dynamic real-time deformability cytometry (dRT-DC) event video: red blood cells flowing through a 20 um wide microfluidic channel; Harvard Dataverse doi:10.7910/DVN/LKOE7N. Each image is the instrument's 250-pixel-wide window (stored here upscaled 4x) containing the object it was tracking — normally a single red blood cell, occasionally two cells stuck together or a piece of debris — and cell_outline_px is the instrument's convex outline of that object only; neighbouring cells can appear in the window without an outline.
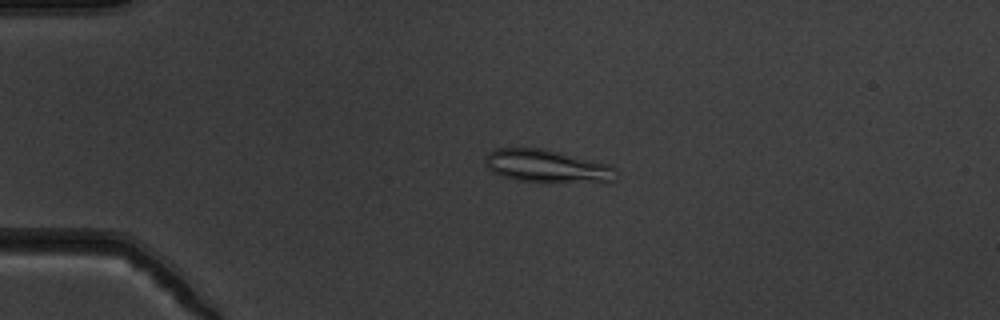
{"species": "common noctule bat (a hibernating species)", "species_latin": "Nyctalus noctula", "temperature_condition": "warm", "stored_images_in_passage": 48, "camera_frame_rate_fps": 3000, "um_per_image_px": 0.085, "animal": {"sex": "male", "body_mass_g": 19.5, "forearm_length_mm": 54.6}, "frame": {"image": 1, "passage_image": 8, "time_ms": 2.333, "image_size_px": [1000, 320], "cell_outline_px": [[616, 180], [516, 180], [500, 176], [492, 172], [484, 164], [484, 156], [488, 152], [496, 148], [544, 148], [612, 164], [616, 168]], "centroid_in_image_um": [46.41, 14.06], "position_along_channel_um": 38.6, "area_um2": 24.51}}
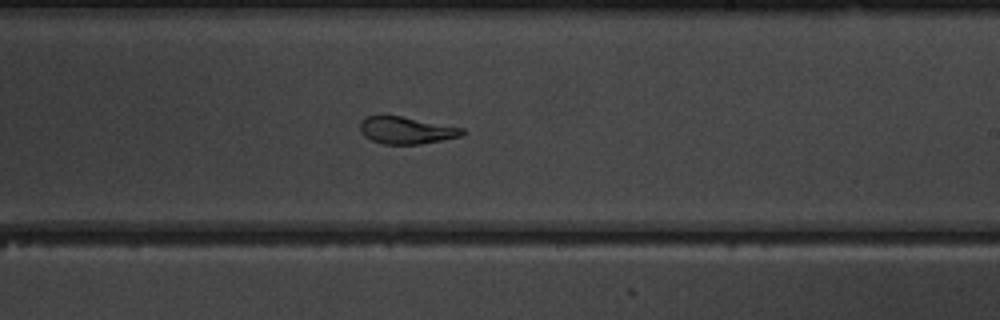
{"frame": {"image": 2, "passage_image": 28, "time_ms": 9.0, "image_size_px": [1000, 320], "cell_outline_px": [[468, 132], [460, 136], [420, 144], [384, 144], [372, 140], [364, 136], [360, 132], [360, 120], [364, 116], [400, 116], [464, 128]], "centroid_in_image_um": [34.52, 11.07], "position_along_channel_um": 254.5, "area_um2": 16.07}}
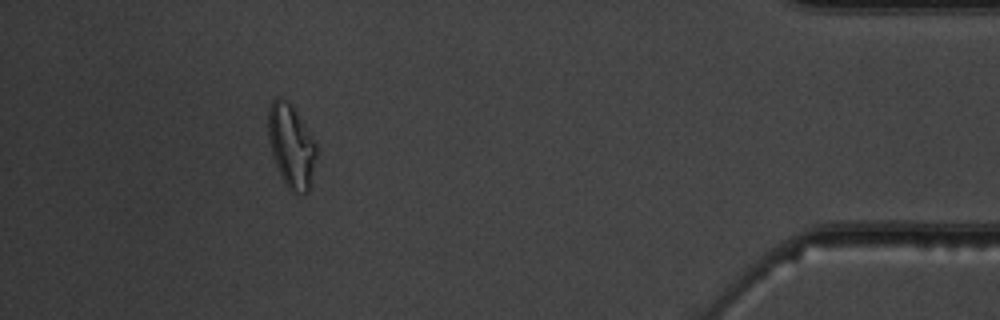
{"frame": {"image": 3, "passage_image": 44, "time_ms": 14.333, "image_size_px": [1000, 320], "cell_outline_px": [[320, 152], [312, 180], [308, 192], [296, 196], [284, 184], [280, 176], [272, 152], [268, 136], [268, 108], [272, 100], [276, 96], [280, 96], [292, 104], [312, 136]], "centroid_in_image_um": [24.8, 12.43], "position_along_channel_um": 410.4, "area_um2": 24.16}, "authors_computed_cell_mechanics": {"area_um2": 19.1607, "velocity_mm_per_s": 3.8418, "shape_relaxation_time_tau1_ms": null, "shape_relaxation_time_tau2_ms": 1.3087, "deformation_change_tau1": null, "deformation_change_tau2": 0.0762}}